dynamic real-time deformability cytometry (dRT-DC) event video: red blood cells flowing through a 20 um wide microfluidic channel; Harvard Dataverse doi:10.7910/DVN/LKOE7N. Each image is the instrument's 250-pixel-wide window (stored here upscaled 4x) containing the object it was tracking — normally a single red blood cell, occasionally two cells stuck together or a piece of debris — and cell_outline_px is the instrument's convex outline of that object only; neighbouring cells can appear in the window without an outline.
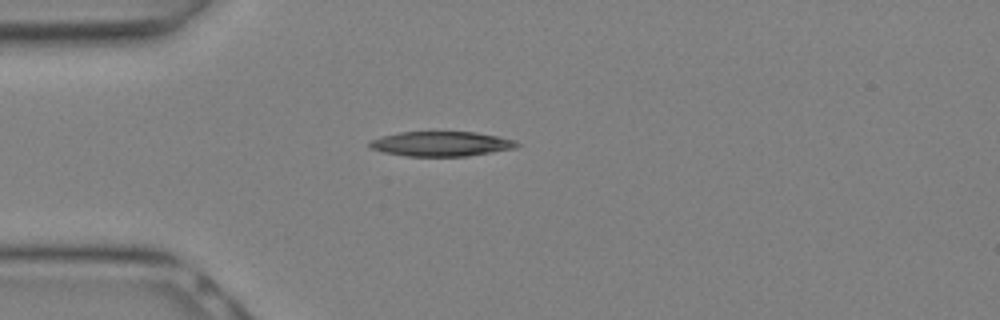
{"species": "Egyptian fruit bat (a non-hibernating species)", "species_latin": "Rousettus aegyptiacus", "temperature_condition": "warm", "stored_images_in_passage": 21, "camera_frame_rate_fps": 3000, "um_per_image_px": 0.085, "animal": {"sex": "female"}, "frame": {"image": 1, "passage_image": 1, "time_ms": 0.0, "image_size_px": [1000, 320], "cell_outline_px": [[520, 144], [516, 148], [468, 156], [408, 156], [384, 152], [372, 148], [368, 144], [372, 140], [380, 136], [400, 132], [476, 132], [516, 140]], "centroid_in_image_um": [37.53, 12.22], "position_along_channel_um": 47.5, "area_um2": 21.15}}
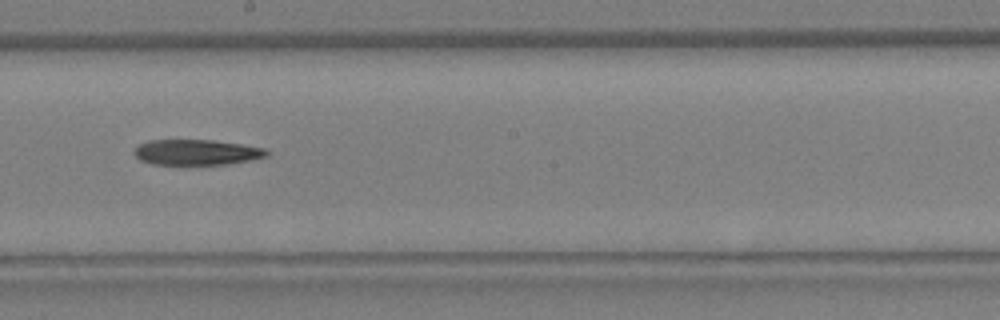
{"frame": {"image": 2, "passage_image": 9, "time_ms": 2.667, "image_size_px": [1000, 320], "cell_outline_px": [[268, 156], [252, 160], [228, 164], [152, 164], [140, 160], [132, 152], [140, 144], [148, 140], [212, 140], [240, 144], [264, 148], [268, 152]], "centroid_in_image_um": [16.7, 12.94], "position_along_channel_um": 231.5, "area_um2": 19.59}}
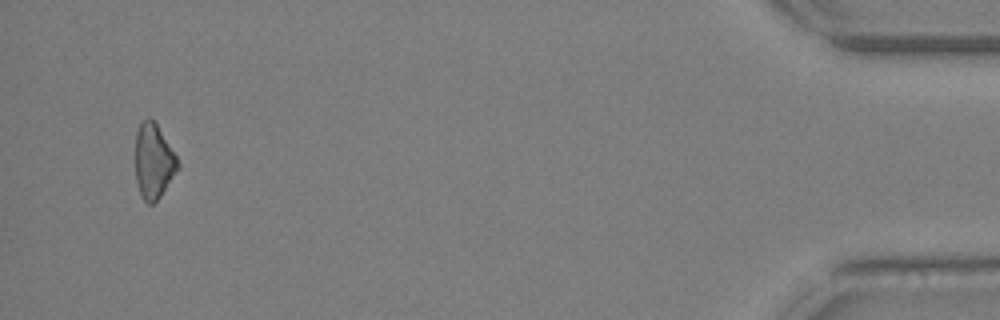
{"frame": {"image": 3, "passage_image": 20, "time_ms": 6.333, "image_size_px": [1000, 320], "cell_outline_px": [[180, 168], [160, 196], [152, 204], [148, 204], [144, 200], [140, 192], [136, 180], [136, 132], [140, 120], [148, 116], [156, 124], [176, 156], [180, 164]], "centroid_in_image_um": [13.05, 13.69], "position_along_channel_um": 422.1, "area_um2": 18.38}}